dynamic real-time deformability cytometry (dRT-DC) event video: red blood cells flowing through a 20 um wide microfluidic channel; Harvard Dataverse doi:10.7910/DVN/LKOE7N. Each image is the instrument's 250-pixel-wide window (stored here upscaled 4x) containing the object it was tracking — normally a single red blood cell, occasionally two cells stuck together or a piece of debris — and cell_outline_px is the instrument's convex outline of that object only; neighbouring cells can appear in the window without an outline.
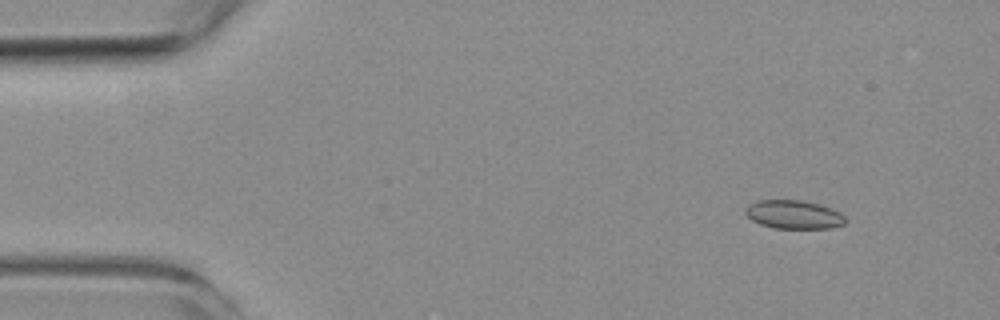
{"species": "common noctule bat (a hibernating species)", "species_latin": "Nyctalus noctula", "temperature_condition": "room temperature", "stored_images_in_passage": 5, "camera_frame_rate_fps": 3000, "um_per_image_px": 0.085, "animal": {"sex": "female", "body_mass_g": 19.3, "forearm_length_mm": 54.1}, "frame": {"image": 1, "passage_image": 2, "time_ms": 1.333, "image_size_px": [1000, 320], "cell_outline_px": [[844, 224], [832, 228], [772, 228], [760, 224], [752, 220], [744, 212], [744, 208], [748, 204], [756, 200], [804, 200], [820, 204], [840, 212], [844, 216]], "centroid_in_image_um": [67.43, 18.22], "position_along_channel_um": 17.6, "area_um2": 16.76}}
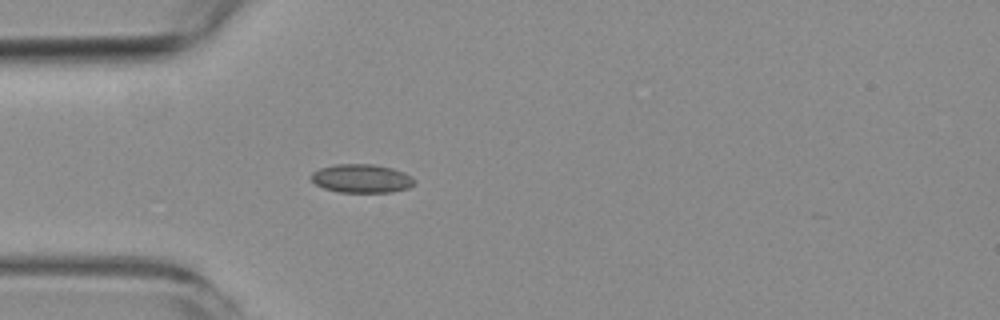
{"frame": {"image": 2, "passage_image": 5, "time_ms": 4.667, "image_size_px": [1000, 320], "cell_outline_px": [[416, 184], [408, 188], [392, 192], [340, 192], [324, 188], [316, 184], [308, 176], [312, 172], [320, 168], [336, 164], [376, 164], [392, 168], [404, 172], [412, 176], [416, 180]], "centroid_in_image_um": [30.76, 15.16], "position_along_channel_um": 54.2, "area_um2": 17.4}}